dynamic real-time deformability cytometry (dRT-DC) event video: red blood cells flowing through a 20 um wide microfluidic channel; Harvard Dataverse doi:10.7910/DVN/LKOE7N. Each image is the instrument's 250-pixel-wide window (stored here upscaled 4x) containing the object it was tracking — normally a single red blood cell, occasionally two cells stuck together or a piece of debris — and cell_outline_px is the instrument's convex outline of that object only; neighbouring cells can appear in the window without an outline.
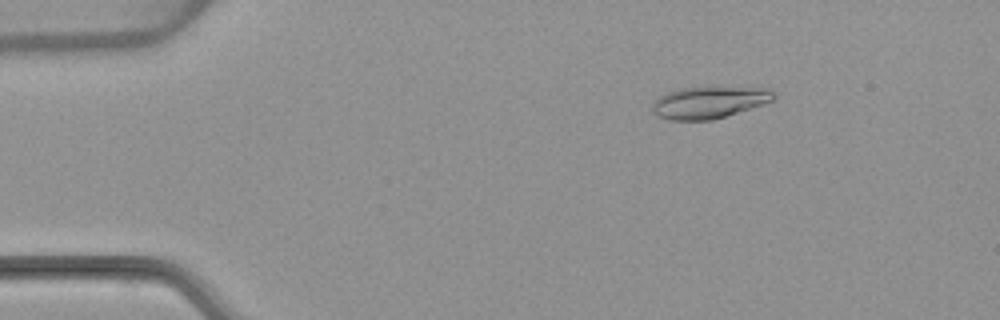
{"species": "common noctule bat (a hibernating species)", "species_latin": "Nyctalus noctula", "temperature_condition": "warm", "stored_images_in_passage": 53, "camera_frame_rate_fps": 3000, "um_per_image_px": 0.085, "animal": {"sex": "female", "body_mass_g": 22.7, "forearm_length_mm": 54.2}, "frame": {"image": 1, "passage_image": 8, "time_ms": 2.333, "image_size_px": [1000, 320], "cell_outline_px": [[776, 96], [772, 100], [764, 104], [712, 120], [672, 120], [660, 116], [652, 112], [652, 100], [668, 92], [680, 88], [704, 84], [764, 88], [772, 92]], "centroid_in_image_um": [60.25, 8.65], "position_along_channel_um": 24.7, "area_um2": 23.29}}
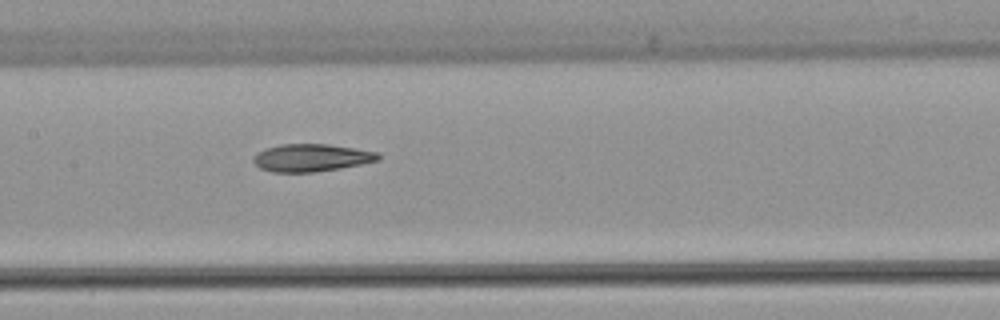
{"frame": {"image": 2, "passage_image": 26, "time_ms": 8.333, "image_size_px": [1000, 320], "cell_outline_px": [[380, 160], [340, 168], [312, 172], [272, 172], [260, 168], [252, 160], [252, 156], [256, 152], [264, 148], [280, 144], [328, 144], [380, 152]], "centroid_in_image_um": [26.44, 13.4], "position_along_channel_um": 181.0, "area_um2": 20.17}}
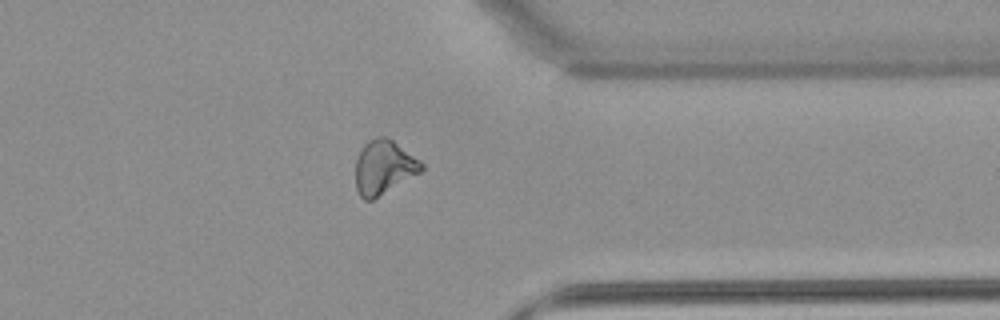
{"frame": {"image": 3, "passage_image": 42, "time_ms": 13.667, "image_size_px": [1000, 320], "cell_outline_px": [[424, 168], [420, 172], [372, 200], [364, 200], [360, 196], [356, 188], [356, 160], [364, 144], [368, 140], [376, 136], [388, 136], [420, 160], [424, 164]], "centroid_in_image_um": [32.62, 14.19], "position_along_channel_um": 378.8, "area_um2": 20.69}, "authors_computed_cell_mechanics": {"area_um2": 21.1548, "velocity_mm_per_s": 3.8431, "shape_relaxation_time_tau1_ms": null, "shape_relaxation_time_tau2_ms": 5.7145, "deformation_change_tau1": null, "deformation_change_tau2": 0.1274}}